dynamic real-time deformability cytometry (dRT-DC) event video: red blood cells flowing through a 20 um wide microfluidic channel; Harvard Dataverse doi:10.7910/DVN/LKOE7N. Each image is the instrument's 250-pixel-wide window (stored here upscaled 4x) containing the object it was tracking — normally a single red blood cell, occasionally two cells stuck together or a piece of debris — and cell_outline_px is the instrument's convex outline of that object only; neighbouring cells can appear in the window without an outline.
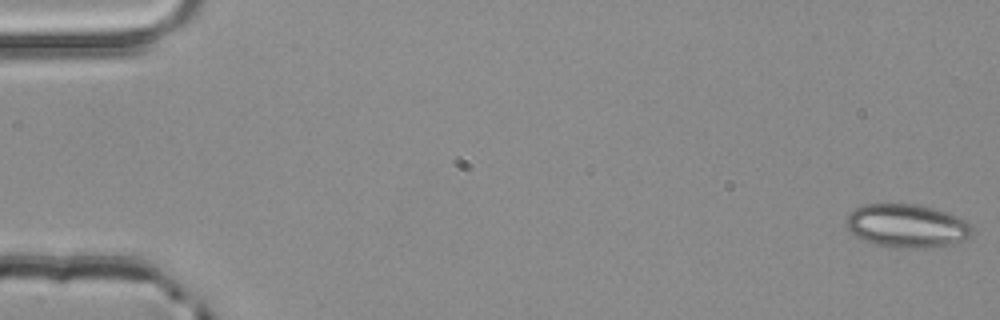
{"species": "common noctule bat (a hibernating species)", "species_latin": "Nyctalus noctula", "temperature_condition": "room temperature", "stored_images_in_passage": 54, "camera_frame_rate_fps": 3000, "um_per_image_px": 0.085, "animal": {"sex": "male", "body_mass_g": 20.4}, "frame": {"image": 1, "passage_image": 1, "time_ms": 0.0, "image_size_px": [1000, 320], "cell_outline_px": [[972, 236], [964, 240], [948, 244], [928, 248], [904, 248], [876, 244], [864, 240], [856, 236], [848, 228], [848, 216], [856, 208], [864, 204], [916, 204], [932, 208], [944, 212], [964, 220], [972, 224]], "centroid_in_image_um": [77.12, 19.2], "position_along_channel_um": 7.9, "area_um2": 31.33}}
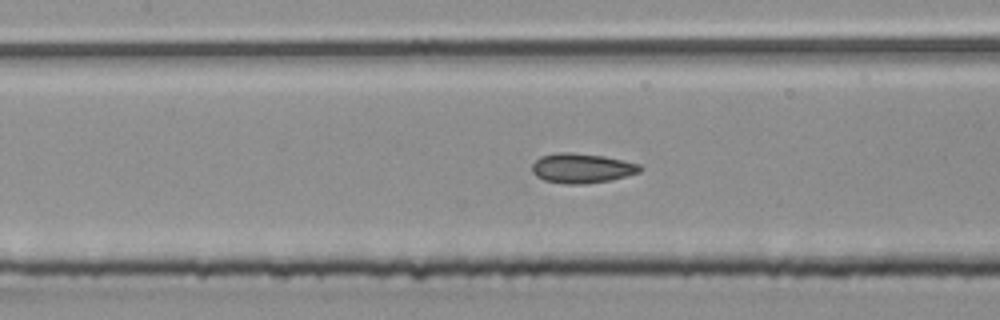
{"frame": {"image": 2, "passage_image": 25, "time_ms": 8.0, "image_size_px": [1000, 320], "cell_outline_px": [[644, 168], [640, 172], [612, 180], [584, 184], [564, 184], [544, 180], [536, 176], [532, 172], [532, 164], [540, 156], [556, 152], [572, 152], [604, 156], [640, 164]], "centroid_in_image_um": [49.45, 14.29], "position_along_channel_um": 157.9, "area_um2": 18.9}}
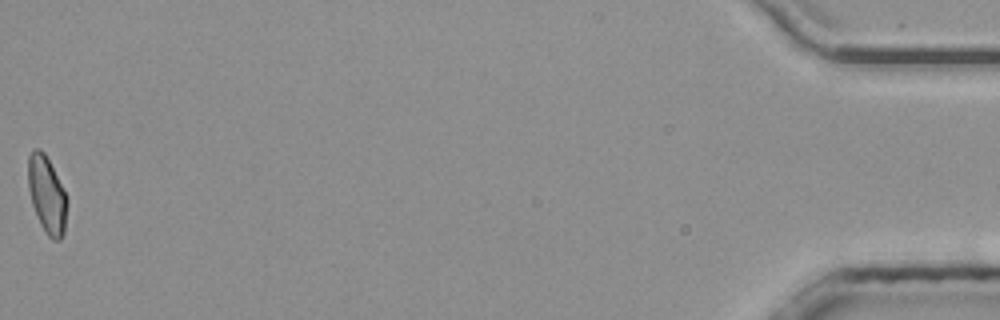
{"frame": {"image": 3, "passage_image": 54, "time_ms": 17.667, "image_size_px": [1000, 320], "cell_outline_px": [[68, 204], [64, 232], [60, 240], [52, 240], [48, 236], [40, 224], [36, 216], [32, 204], [28, 188], [28, 156], [32, 148], [40, 148], [44, 152], [68, 196]], "centroid_in_image_um": [3.99, 16.55], "position_along_channel_um": 431.2, "area_um2": 17.8}, "authors_computed_cell_mechanics": {"area_um2": 18.2359, "velocity_mm_per_s": 3.9083, "shape_relaxation_time_tau1_ms": null, "shape_relaxation_time_tau2_ms": 1.6555, "deformation_change_tau1": null, "deformation_change_tau2": 0.0805}}